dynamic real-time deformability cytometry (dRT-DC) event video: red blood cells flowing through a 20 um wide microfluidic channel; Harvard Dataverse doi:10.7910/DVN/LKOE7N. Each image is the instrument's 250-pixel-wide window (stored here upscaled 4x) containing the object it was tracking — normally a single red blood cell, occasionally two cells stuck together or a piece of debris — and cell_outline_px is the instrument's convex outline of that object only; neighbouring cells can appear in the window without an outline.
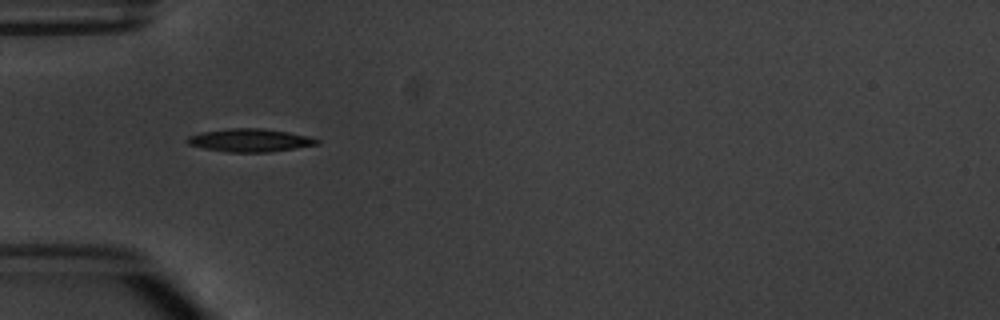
{"species": "common noctule bat (a hibernating species)", "species_latin": "Nyctalus noctula", "temperature_condition": "warm", "stored_images_in_passage": 3, "camera_frame_rate_fps": 3000, "um_per_image_px": 0.085, "animal": {"sex": "male", "body_mass_g": 20.1, "forearm_length_mm": 53.5}, "frame": {"image": 1, "passage_image": 1, "time_ms": 0.0, "image_size_px": [1000, 320], "cell_outline_px": [[320, 144], [268, 152], [228, 152], [204, 148], [188, 144], [184, 140], [188, 136], [200, 132], [228, 128], [264, 128], [288, 132], [308, 136], [320, 140]], "centroid_in_image_um": [21.22, 11.91], "position_along_channel_um": 63.8, "area_um2": 17.46}}